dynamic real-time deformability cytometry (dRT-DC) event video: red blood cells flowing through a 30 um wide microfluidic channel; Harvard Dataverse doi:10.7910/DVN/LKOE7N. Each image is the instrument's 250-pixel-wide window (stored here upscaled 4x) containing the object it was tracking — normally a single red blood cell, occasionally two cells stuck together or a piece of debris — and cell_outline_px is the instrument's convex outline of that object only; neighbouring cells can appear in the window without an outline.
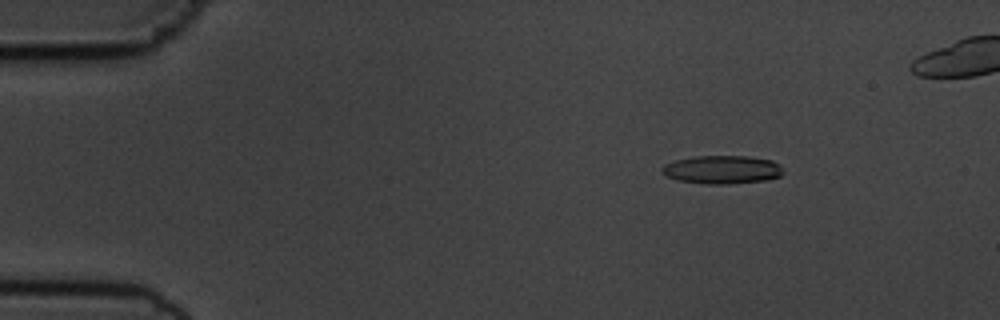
{"species": "common noctule bat (a hibernating species)", "species_latin": "Nyctalus noctula", "temperature_condition": "cold", "stored_images_in_passage": 53, "camera_frame_rate_fps": 3000, "um_per_image_px": 0.085, "animal": {"sex": "male", "body_mass_g": 19.5, "forearm_length_mm": 54.6}, "frame": {"image": 1, "passage_image": 9, "time_ms": 2.667, "image_size_px": [1000, 320], "cell_outline_px": [[784, 172], [780, 176], [768, 180], [728, 184], [704, 184], [676, 180], [668, 176], [660, 168], [664, 164], [676, 160], [692, 156], [748, 156], [772, 160], [780, 164]], "centroid_in_image_um": [61.41, 14.42], "position_along_channel_um": 23.6, "area_um2": 20.17}}
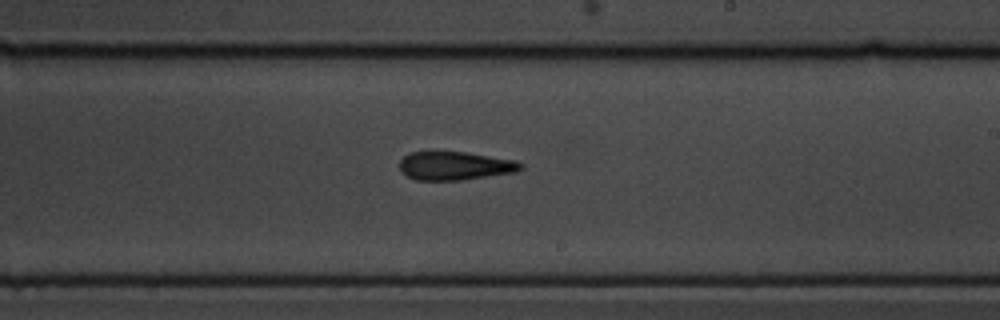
{"frame": {"image": 2, "passage_image": 34, "time_ms": 11.0, "image_size_px": [1000, 320], "cell_outline_px": [[524, 168], [516, 172], [464, 180], [416, 180], [408, 176], [400, 168], [400, 160], [404, 156], [412, 152], [464, 152], [516, 160], [524, 164]], "centroid_in_image_um": [38.73, 14.1], "position_along_channel_um": 250.3, "area_um2": 20.06}}
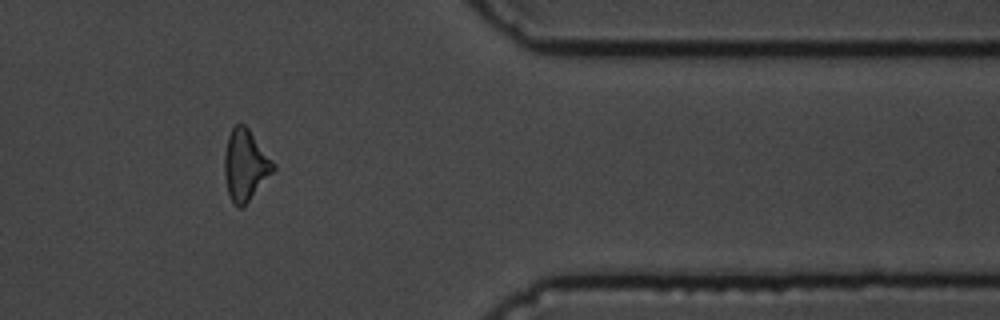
{"frame": {"image": 3, "passage_image": 47, "time_ms": 15.333, "image_size_px": [1000, 320], "cell_outline_px": [[276, 168], [248, 200], [240, 208], [232, 200], [228, 192], [224, 176], [224, 152], [228, 136], [232, 128], [236, 124], [244, 124], [248, 128], [276, 164]], "centroid_in_image_um": [20.84, 13.98], "position_along_channel_um": 390.6, "area_um2": 19.83}}